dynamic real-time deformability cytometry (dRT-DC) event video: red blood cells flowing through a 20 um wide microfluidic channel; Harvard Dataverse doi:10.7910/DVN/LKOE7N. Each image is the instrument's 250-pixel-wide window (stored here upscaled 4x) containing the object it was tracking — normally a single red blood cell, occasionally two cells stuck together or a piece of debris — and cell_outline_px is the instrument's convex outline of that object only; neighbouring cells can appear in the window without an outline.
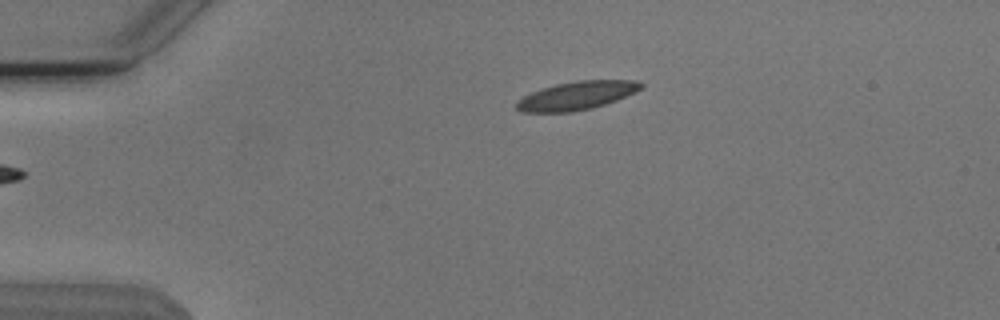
{"species": "Egyptian fruit bat (a non-hibernating species)", "species_latin": "Rousettus aegyptiacus", "temperature_condition": "cold", "stored_images_in_passage": 36, "camera_frame_rate_fps": 3000, "um_per_image_px": 0.085, "animal": {"sex": "male"}, "frame": {"image": 1, "passage_image": 1, "time_ms": 0.0, "image_size_px": [1000, 320], "cell_outline_px": [[644, 84], [636, 92], [616, 100], [592, 108], [572, 112], [520, 112], [516, 108], [516, 104], [524, 96], [532, 92], [556, 84], [576, 80], [632, 80]], "centroid_in_image_um": [49.02, 8.13], "position_along_channel_um": 36.0, "area_um2": 20.35}}
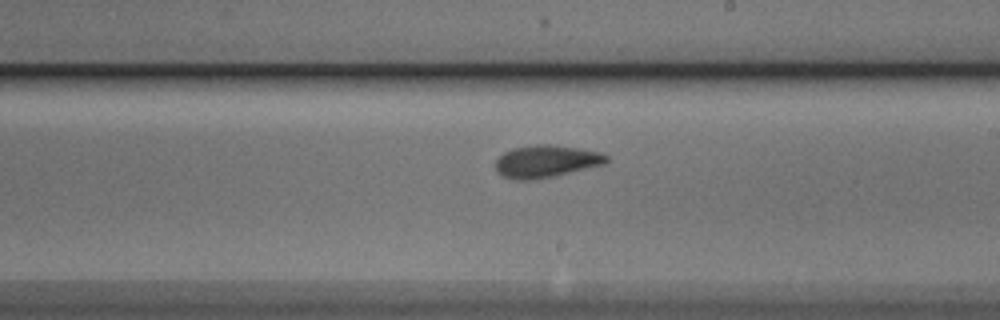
{"frame": {"image": 2, "passage_image": 21, "time_ms": 6.667, "image_size_px": [1000, 320], "cell_outline_px": [[608, 160], [604, 164], [552, 176], [532, 180], [516, 180], [504, 176], [496, 172], [496, 160], [504, 152], [512, 148], [536, 144], [548, 144], [576, 148], [600, 152], [608, 156]], "centroid_in_image_um": [46.39, 13.71], "position_along_channel_um": 242.6, "area_um2": 20.63}}
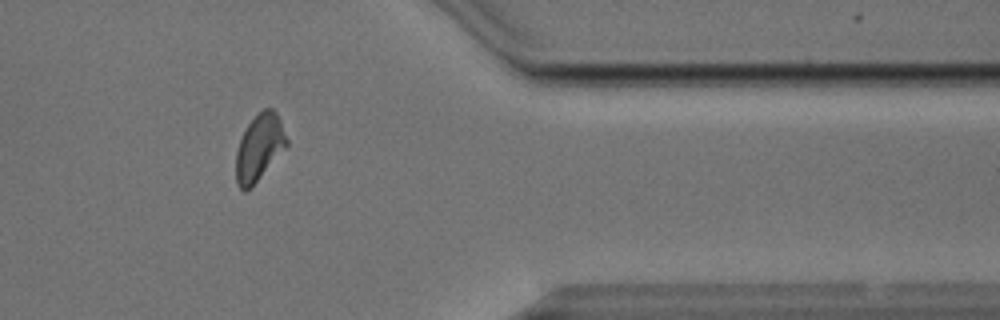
{"frame": {"image": 3, "passage_image": 34, "time_ms": 11.0, "image_size_px": [1000, 320], "cell_outline_px": [[288, 144], [252, 188], [244, 192], [236, 184], [236, 152], [240, 140], [248, 124], [264, 108], [272, 108], [276, 112], [280, 120], [288, 140]], "centroid_in_image_um": [22.03, 12.58], "position_along_channel_um": 389.4, "area_um2": 19.48}, "authors_computed_cell_mechanics": {"area_um2": 20.3456, "velocity_mm_per_s": 3.7787, "shape_relaxation_time_tau1_ms": 2.6171, "shape_relaxation_time_tau2_ms": 2.4469, "deformation_change_tau1": 0.1312, "deformation_change_tau2": 0.078}}